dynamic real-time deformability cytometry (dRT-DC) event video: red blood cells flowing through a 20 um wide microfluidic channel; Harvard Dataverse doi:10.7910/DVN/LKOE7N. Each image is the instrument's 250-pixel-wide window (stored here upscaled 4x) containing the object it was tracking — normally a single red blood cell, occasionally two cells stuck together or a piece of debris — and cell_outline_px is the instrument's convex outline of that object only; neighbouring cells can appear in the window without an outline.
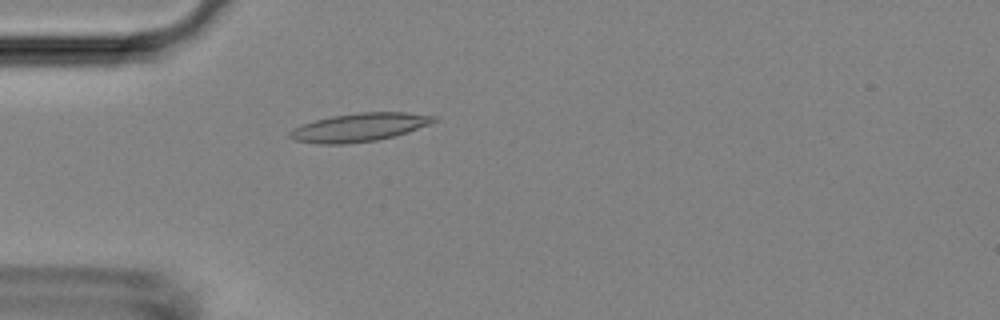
{"species": "Egyptian fruit bat (a non-hibernating species)", "species_latin": "Rousettus aegyptiacus", "temperature_condition": "room temperature", "stored_images_in_passage": 4, "camera_frame_rate_fps": 3000, "um_per_image_px": 0.085, "animal": {"sex": "female"}, "frame": {"image": 1, "passage_image": 4, "time_ms": 4.667, "image_size_px": [1000, 320], "cell_outline_px": [[436, 120], [432, 124], [408, 132], [376, 140], [348, 144], [316, 144], [296, 140], [288, 136], [288, 132], [292, 128], [300, 124], [332, 116], [360, 112], [404, 112], [436, 116]], "centroid_in_image_um": [30.52, 10.82], "position_along_channel_um": 54.5, "area_um2": 23.87}}